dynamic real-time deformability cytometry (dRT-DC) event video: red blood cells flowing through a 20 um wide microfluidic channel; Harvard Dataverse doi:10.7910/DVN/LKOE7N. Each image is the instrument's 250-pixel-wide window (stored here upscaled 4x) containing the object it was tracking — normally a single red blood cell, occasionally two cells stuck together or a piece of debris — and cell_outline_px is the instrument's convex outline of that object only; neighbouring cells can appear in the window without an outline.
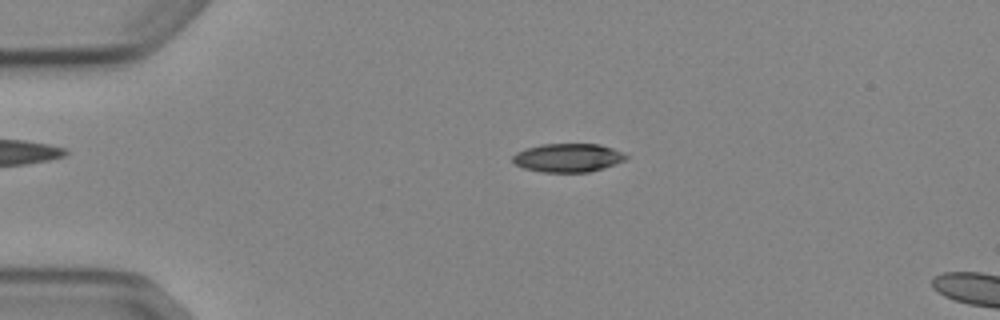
{"species": "Egyptian fruit bat (a non-hibernating species)", "species_latin": "Rousettus aegyptiacus", "temperature_condition": "cold", "stored_images_in_passage": 4, "camera_frame_rate_fps": 3000, "um_per_image_px": 0.085, "animal": {"sex": "female"}, "frame": {"image": 1, "passage_image": 3, "time_ms": 2.333, "image_size_px": [1000, 320], "cell_outline_px": [[628, 156], [624, 160], [616, 164], [604, 168], [588, 172], [540, 172], [524, 168], [516, 164], [512, 160], [512, 156], [516, 152], [540, 144], [600, 144], [624, 152]], "centroid_in_image_um": [48.29, 13.41], "position_along_channel_um": 36.7, "area_um2": 18.9}}